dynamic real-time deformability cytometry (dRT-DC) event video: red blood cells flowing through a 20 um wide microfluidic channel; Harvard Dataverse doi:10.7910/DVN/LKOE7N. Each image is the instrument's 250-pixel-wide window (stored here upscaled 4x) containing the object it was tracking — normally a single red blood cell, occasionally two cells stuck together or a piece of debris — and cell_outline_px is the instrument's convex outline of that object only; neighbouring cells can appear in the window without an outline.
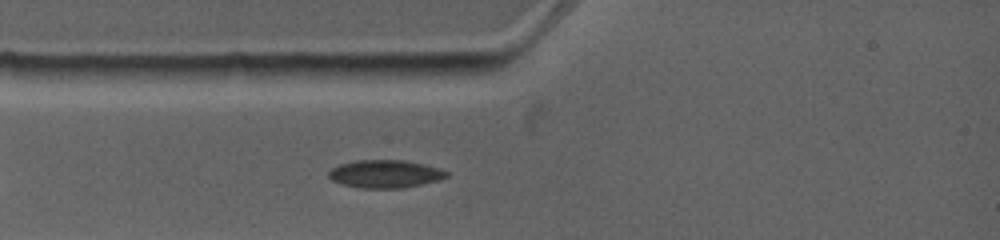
{"species": "common noctule bat (a hibernating species)", "species_latin": "Nyctalus noctula", "temperature_condition": "warm", "stored_images_in_passage": 3, "camera_frame_rate_fps": 4500, "um_per_image_px": 0.085, "animal": {"sex": "female", "body_mass_g": 19.0, "forearm_length_mm": 53.3}, "frame": {"image": 1, "passage_image": 3, "time_ms": 2.0, "image_size_px": [1000, 240], "cell_outline_px": [[448, 176], [436, 180], [420, 184], [400, 188], [360, 188], [340, 184], [332, 180], [328, 176], [328, 172], [332, 168], [340, 164], [356, 160], [400, 160], [424, 164], [440, 168], [448, 172]], "centroid_in_image_um": [32.69, 14.78], "position_along_channel_um": 52.3, "area_um2": 19.02}}